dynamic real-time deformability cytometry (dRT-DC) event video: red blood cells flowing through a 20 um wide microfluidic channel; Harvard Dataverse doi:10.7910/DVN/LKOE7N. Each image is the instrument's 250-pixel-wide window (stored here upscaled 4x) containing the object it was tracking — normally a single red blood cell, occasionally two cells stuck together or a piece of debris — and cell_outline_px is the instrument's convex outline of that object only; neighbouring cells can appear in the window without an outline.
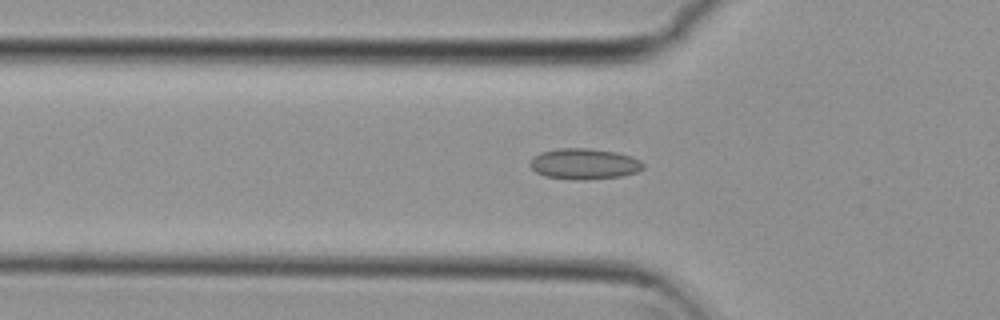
{"species": "common noctule bat (a hibernating species)", "species_latin": "Nyctalus noctula", "temperature_condition": "cold", "stored_images_in_passage": 47, "camera_frame_rate_fps": 3000, "um_per_image_px": 0.085, "animal": {"sex": "female", "body_mass_g": 29.2, "forearm_length_mm": 56.3}, "frame": {"image": 1, "passage_image": 10, "time_ms": 3.0, "image_size_px": [1000, 320], "cell_outline_px": [[644, 168], [636, 172], [620, 176], [588, 180], [572, 180], [544, 176], [536, 172], [532, 168], [532, 160], [540, 152], [556, 148], [592, 148], [616, 152], [632, 156], [640, 160], [644, 164]], "centroid_in_image_um": [49.69, 13.93], "position_along_channel_um": 76.1, "area_um2": 20.4}}
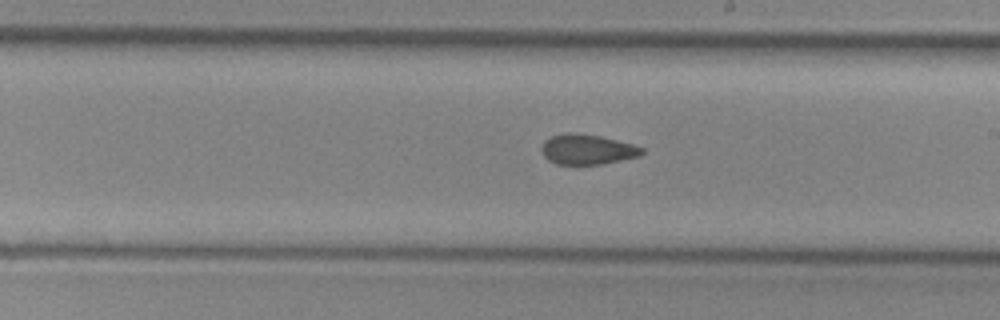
{"frame": {"image": 2, "passage_image": 23, "time_ms": 7.333, "image_size_px": [1000, 320], "cell_outline_px": [[644, 152], [640, 156], [600, 164], [576, 168], [556, 164], [548, 160], [544, 156], [540, 148], [544, 140], [552, 136], [564, 132], [572, 132], [600, 136], [632, 144], [644, 148]], "centroid_in_image_um": [49.86, 12.74], "position_along_channel_um": 239.1, "area_um2": 18.26}}
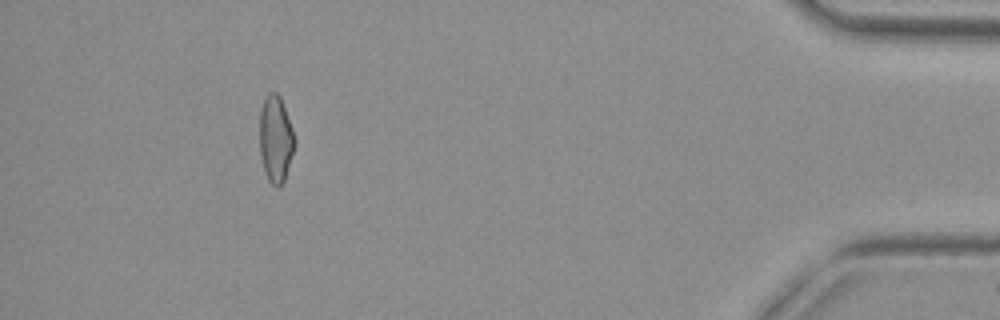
{"frame": {"image": 3, "passage_image": 42, "time_ms": 13.667, "image_size_px": [1000, 320], "cell_outline_px": [[296, 144], [284, 180], [280, 188], [276, 188], [268, 180], [260, 156], [260, 108], [268, 92], [276, 92], [280, 96], [296, 136]], "centroid_in_image_um": [23.45, 11.82], "position_along_channel_um": 411.8, "area_um2": 17.92}}